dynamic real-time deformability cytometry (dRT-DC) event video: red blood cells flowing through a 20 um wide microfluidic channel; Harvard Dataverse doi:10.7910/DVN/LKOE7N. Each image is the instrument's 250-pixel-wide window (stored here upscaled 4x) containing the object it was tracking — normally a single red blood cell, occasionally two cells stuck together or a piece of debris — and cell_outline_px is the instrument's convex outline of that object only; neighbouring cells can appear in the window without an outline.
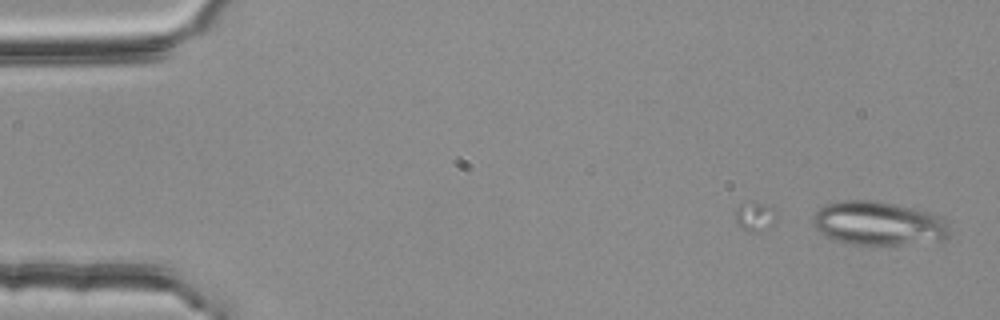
{"species": "common noctule bat (a hibernating species)", "species_latin": "Nyctalus noctula", "temperature_condition": "room temperature", "stored_images_in_passage": 5, "camera_frame_rate_fps": 3000, "um_per_image_px": 0.085, "animal": {"sex": "female", "body_mass_g": 25.1}, "frame": {"image": 1, "passage_image": 1, "time_ms": 0.0, "image_size_px": [1000, 320], "cell_outline_px": [[948, 236], [944, 240], [900, 244], [844, 244], [832, 240], [824, 236], [812, 224], [812, 216], [824, 204], [840, 200], [876, 200], [896, 204], [932, 212], [940, 216], [944, 220], [948, 232]], "centroid_in_image_um": [74.6, 18.97], "position_along_channel_um": 10.4, "area_um2": 35.14}}